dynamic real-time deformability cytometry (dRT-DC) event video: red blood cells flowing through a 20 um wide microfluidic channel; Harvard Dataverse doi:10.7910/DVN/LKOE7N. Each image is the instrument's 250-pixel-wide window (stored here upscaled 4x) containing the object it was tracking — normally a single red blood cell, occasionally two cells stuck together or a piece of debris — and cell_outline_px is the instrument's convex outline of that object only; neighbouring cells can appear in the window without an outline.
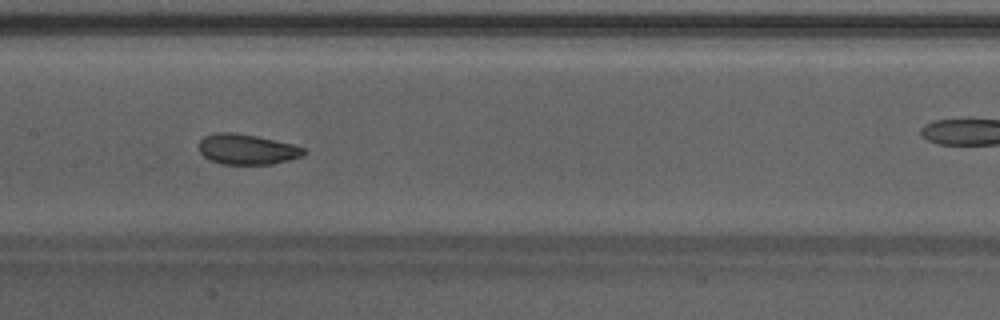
{"species": "Egyptian fruit bat (a non-hibernating species)", "species_latin": "Rousettus aegyptiacus", "temperature_condition": "warm", "stored_images_in_passage": 21, "camera_frame_rate_fps": 3000, "um_per_image_px": 0.085, "animal": {"sex": "male"}, "frame": {"image": 1, "passage_image": 12, "time_ms": 3.667, "image_size_px": [1000, 320], "cell_outline_px": [[308, 152], [304, 156], [272, 164], [220, 164], [204, 156], [200, 152], [200, 140], [204, 136], [216, 132], [236, 132], [256, 136], [292, 144], [304, 148]], "centroid_in_image_um": [21.01, 12.69], "position_along_channel_um": 186.4, "area_um2": 18.55}}
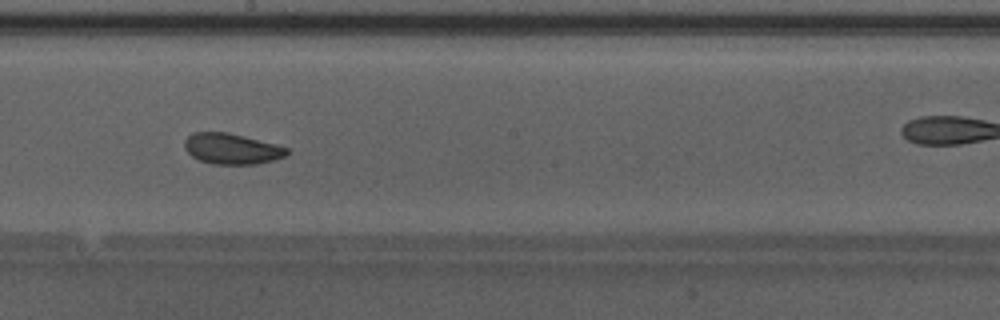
{"frame": {"image": 2, "passage_image": 15, "time_ms": 4.667, "image_size_px": [1000, 320], "cell_outline_px": [[288, 152], [284, 156], [272, 160], [256, 164], [212, 164], [200, 160], [192, 156], [184, 148], [184, 140], [192, 132], [228, 132], [276, 144], [288, 148]], "centroid_in_image_um": [19.66, 12.64], "position_along_channel_um": 228.5, "area_um2": 18.26}}